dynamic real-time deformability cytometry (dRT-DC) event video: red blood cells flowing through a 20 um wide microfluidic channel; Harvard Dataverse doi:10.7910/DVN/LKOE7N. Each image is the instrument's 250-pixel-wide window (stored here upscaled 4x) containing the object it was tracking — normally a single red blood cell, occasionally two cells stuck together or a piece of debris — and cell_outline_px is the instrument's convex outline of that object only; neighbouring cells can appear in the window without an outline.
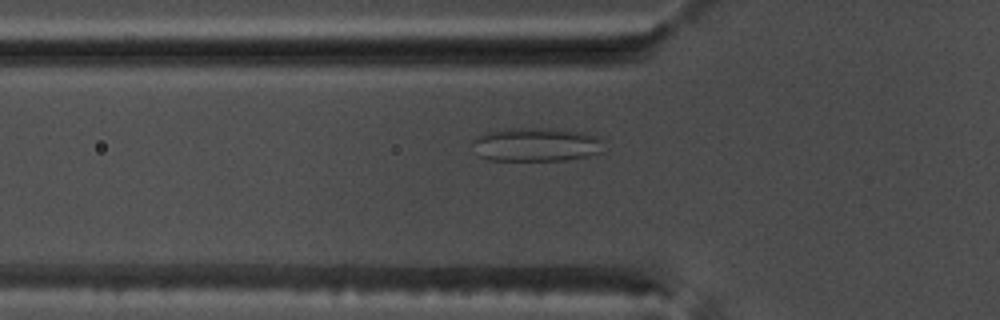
{"species": "common noctule bat (a hibernating species)", "species_latin": "Nyctalus noctula", "temperature_condition": "warm", "stored_images_in_passage": 54, "camera_frame_rate_fps": 3000, "um_per_image_px": 0.085, "animal": {"sex": "male", "body_mass_g": 17.5, "forearm_length_mm": 52.3}, "frame": {"image": 1, "passage_image": 19, "time_ms": 6.0, "image_size_px": [1000, 320], "cell_outline_px": [[600, 152], [588, 156], [564, 160], [488, 160], [480, 156], [472, 144], [472, 140], [488, 132], [508, 128], [548, 128], [584, 132], [600, 136]], "centroid_in_image_um": [45.57, 12.28], "position_along_channel_um": 80.2, "area_um2": 25.61}}
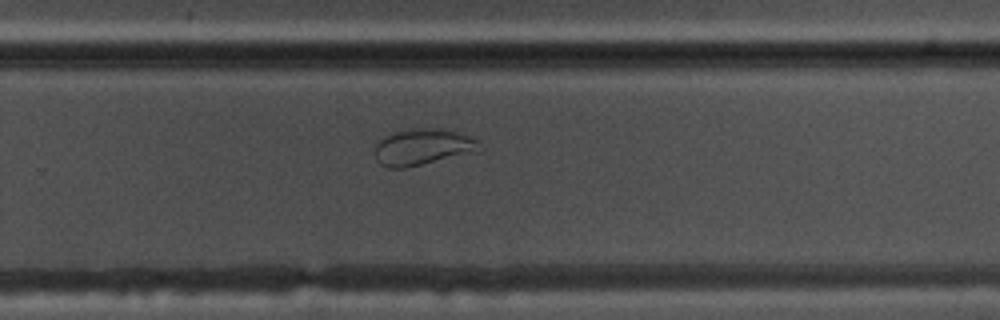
{"frame": {"image": 2, "passage_image": 36, "time_ms": 11.667, "image_size_px": [1000, 320], "cell_outline_px": [[476, 148], [468, 152], [404, 168], [388, 168], [380, 164], [376, 160], [376, 144], [380, 140], [392, 132], [416, 128], [436, 128], [456, 132], [468, 136], [476, 140]], "centroid_in_image_um": [35.78, 12.48], "position_along_channel_um": 294.0, "area_um2": 21.04}}
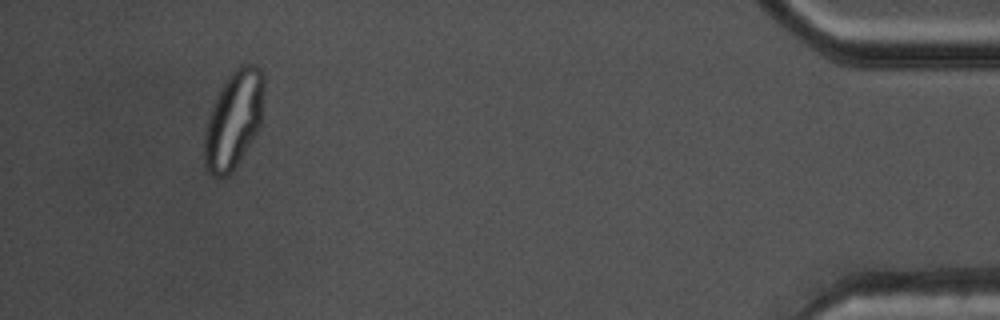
{"frame": {"image": 3, "passage_image": 51, "time_ms": 16.667, "image_size_px": [1000, 320], "cell_outline_px": [[264, 92], [260, 124], [256, 132], [232, 172], [228, 176], [212, 176], [204, 160], [204, 132], [212, 104], [224, 80], [240, 64], [256, 64], [260, 68], [264, 76]], "centroid_in_image_um": [19.86, 10.11], "position_along_channel_um": 415.3, "area_um2": 33.76}}